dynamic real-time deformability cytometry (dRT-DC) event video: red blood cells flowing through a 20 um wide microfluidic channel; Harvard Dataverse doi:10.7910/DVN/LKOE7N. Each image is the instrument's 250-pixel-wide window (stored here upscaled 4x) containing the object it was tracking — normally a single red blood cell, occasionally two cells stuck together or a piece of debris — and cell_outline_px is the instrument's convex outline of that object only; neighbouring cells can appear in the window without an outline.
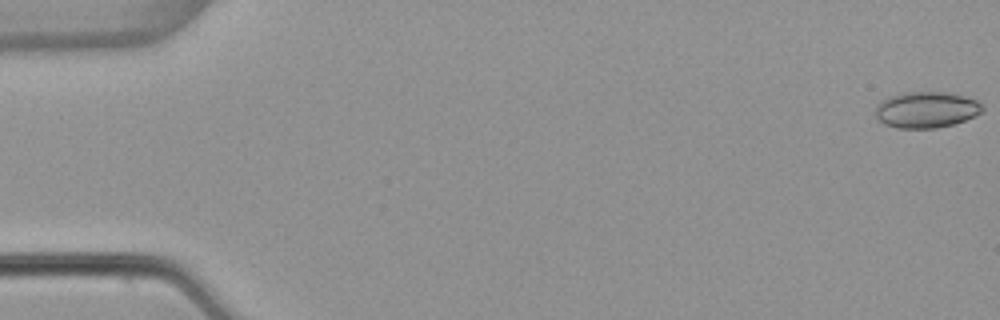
{"species": "common noctule bat (a hibernating species)", "species_latin": "Nyctalus noctula", "temperature_condition": "warm", "stored_images_in_passage": 54, "camera_frame_rate_fps": 3000, "um_per_image_px": 0.085, "animal": {"sex": "female", "body_mass_g": 22.7, "forearm_length_mm": 54.2}, "frame": {"image": 1, "passage_image": 1, "time_ms": 0.0, "image_size_px": [1000, 320], "cell_outline_px": [[984, 112], [976, 116], [956, 124], [936, 128], [896, 128], [884, 124], [876, 116], [876, 104], [880, 100], [888, 96], [900, 92], [944, 92], [964, 96], [976, 100], [984, 108]], "centroid_in_image_um": [78.73, 9.33], "position_along_channel_um": 6.3, "area_um2": 22.89}}
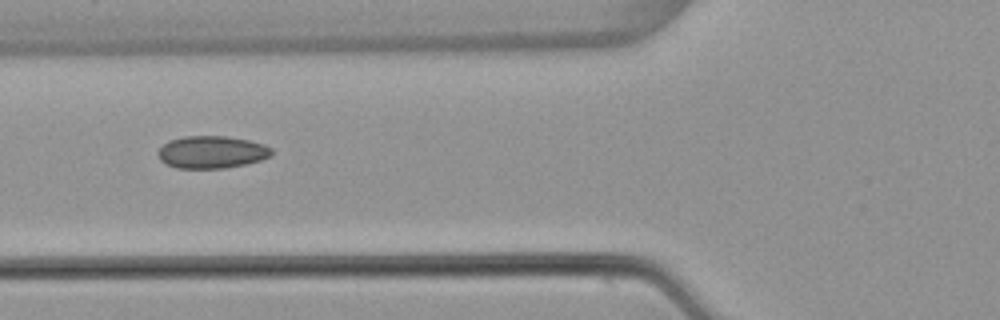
{"frame": {"image": 2, "passage_image": 21, "time_ms": 6.667, "image_size_px": [1000, 320], "cell_outline_px": [[272, 156], [260, 160], [244, 164], [224, 168], [176, 168], [160, 160], [156, 152], [168, 140], [184, 136], [224, 136], [248, 140], [264, 144], [272, 148]], "centroid_in_image_um": [17.98, 12.92], "position_along_channel_um": 107.8, "area_um2": 21.44}}
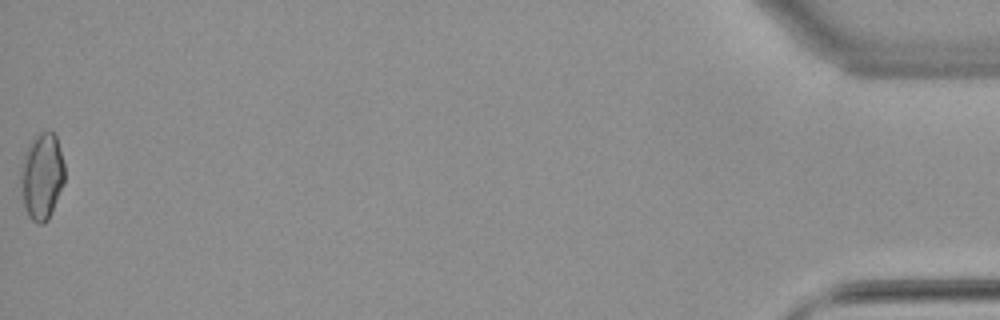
{"frame": {"image": 3, "passage_image": 54, "time_ms": 17.667, "image_size_px": [1000, 320], "cell_outline_px": [[64, 184], [52, 212], [48, 220], [44, 224], [36, 224], [28, 216], [24, 208], [20, 192], [20, 168], [24, 152], [28, 144], [40, 132], [52, 132], [56, 136], [64, 164]], "centroid_in_image_um": [3.53, 15.03], "position_along_channel_um": 431.7, "area_um2": 22.54}, "authors_computed_cell_mechanics": {"area_um2": 20.9525, "velocity_mm_per_s": 3.8598, "shape_relaxation_time_tau1_ms": null, "shape_relaxation_time_tau2_ms": 1.6036, "deformation_change_tau1": null, "deformation_change_tau2": 0.0615}}